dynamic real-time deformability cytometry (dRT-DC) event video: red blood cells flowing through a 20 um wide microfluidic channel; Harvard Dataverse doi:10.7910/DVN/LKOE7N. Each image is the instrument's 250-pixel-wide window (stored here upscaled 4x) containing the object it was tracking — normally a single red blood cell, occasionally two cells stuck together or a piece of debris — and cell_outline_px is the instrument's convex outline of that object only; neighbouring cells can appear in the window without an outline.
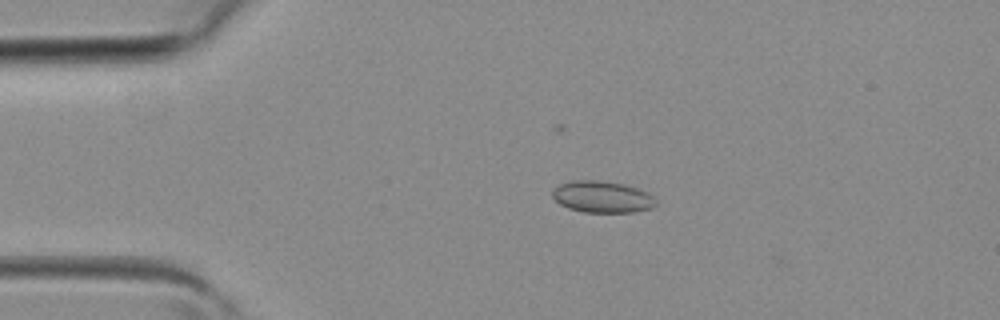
{"species": "common noctule bat (a hibernating species)", "species_latin": "Nyctalus noctula", "temperature_condition": "room temperature", "stored_images_in_passage": 3, "camera_frame_rate_fps": 3000, "um_per_image_px": 0.085, "animal": {"sex": "female", "body_mass_g": 19.3, "forearm_length_mm": 54.1}, "frame": {"image": 1, "passage_image": 2, "time_ms": 0.333, "image_size_px": [1000, 320], "cell_outline_px": [[656, 204], [652, 208], [632, 212], [584, 212], [568, 208], [560, 204], [552, 196], [552, 188], [560, 184], [572, 180], [596, 180], [624, 184], [648, 192], [656, 200]], "centroid_in_image_um": [51.17, 16.73], "position_along_channel_um": 33.8, "area_um2": 19.07}}
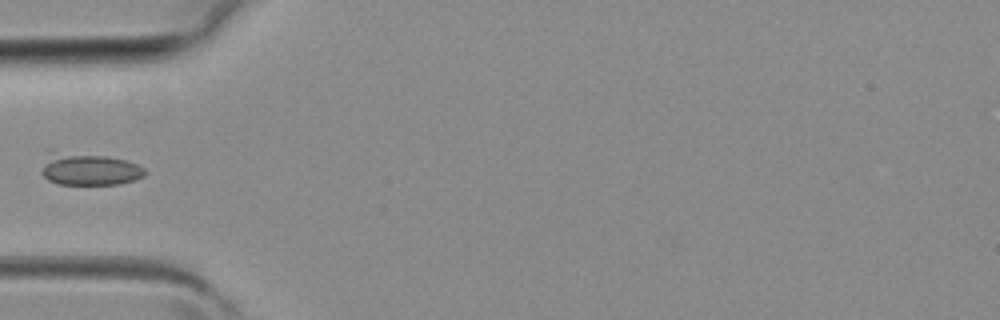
{"frame": {"image": 2, "passage_image": 3, "time_ms": 0.667, "image_size_px": [1000, 320], "cell_outline_px": [[144, 176], [136, 180], [120, 184], [60, 184], [48, 180], [40, 172], [48, 148], [52, 148], [104, 156], [124, 160], [136, 164], [144, 168]], "centroid_in_image_um": [7.46, 14.34], "position_along_channel_um": 77.5, "area_um2": 19.94}}